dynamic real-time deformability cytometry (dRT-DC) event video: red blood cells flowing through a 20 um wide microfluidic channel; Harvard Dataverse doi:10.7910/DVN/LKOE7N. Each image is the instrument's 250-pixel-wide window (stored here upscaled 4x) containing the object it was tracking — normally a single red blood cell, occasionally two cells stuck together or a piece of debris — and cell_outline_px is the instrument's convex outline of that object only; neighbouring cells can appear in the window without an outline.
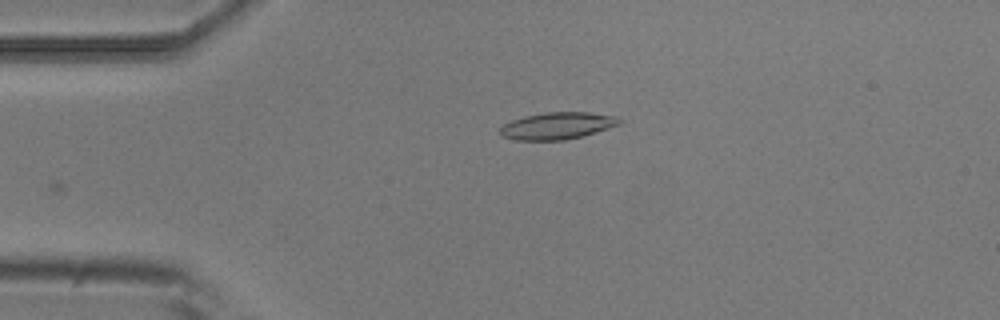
{"species": "common noctule bat (a hibernating species)", "species_latin": "Nyctalus noctula", "temperature_condition": "room temperature", "stored_images_in_passage": 37, "camera_frame_rate_fps": 3000, "um_per_image_px": 0.085, "animal": {"sex": "male", "body_mass_g": 20.5, "forearm_length_mm": 52.5}, "frame": {"image": 1, "passage_image": 1, "time_ms": 0.0, "image_size_px": [1000, 320], "cell_outline_px": [[624, 120], [620, 124], [580, 136], [564, 140], [516, 140], [500, 136], [500, 128], [504, 124], [512, 120], [524, 116], [548, 112], [588, 112], [616, 116]], "centroid_in_image_um": [47.35, 10.68], "position_along_channel_um": 37.6, "area_um2": 18.61}}
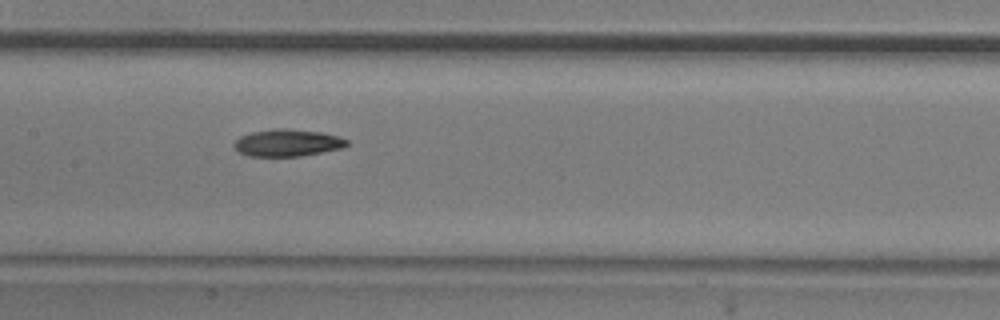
{"frame": {"image": 2, "passage_image": 15, "time_ms": 4.667, "image_size_px": [1000, 320], "cell_outline_px": [[348, 144], [344, 148], [300, 156], [248, 156], [236, 152], [232, 144], [240, 136], [252, 132], [272, 128], [284, 128], [320, 132], [336, 136], [348, 140]], "centroid_in_image_um": [24.38, 12.14], "position_along_channel_um": 183.0, "area_um2": 17.92}}
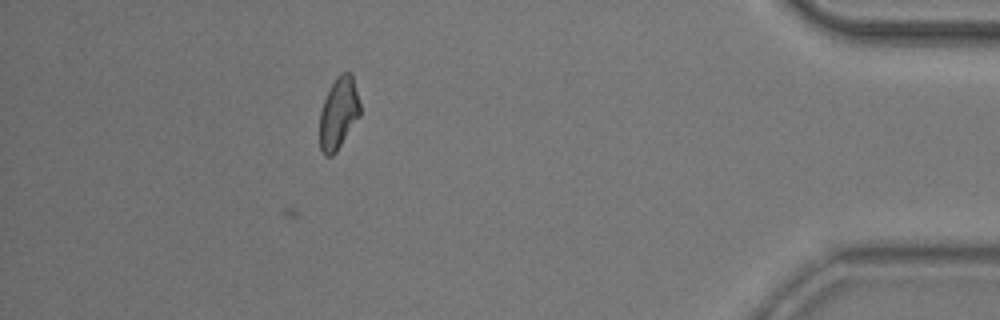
{"frame": {"image": 3, "passage_image": 37, "time_ms": 12.0, "image_size_px": [1000, 320], "cell_outline_px": [[360, 116], [336, 152], [332, 156], [324, 156], [320, 148], [320, 112], [324, 100], [336, 76], [340, 72], [352, 72], [360, 104]], "centroid_in_image_um": [28.79, 9.61], "position_along_channel_um": 406.4, "area_um2": 16.94}}